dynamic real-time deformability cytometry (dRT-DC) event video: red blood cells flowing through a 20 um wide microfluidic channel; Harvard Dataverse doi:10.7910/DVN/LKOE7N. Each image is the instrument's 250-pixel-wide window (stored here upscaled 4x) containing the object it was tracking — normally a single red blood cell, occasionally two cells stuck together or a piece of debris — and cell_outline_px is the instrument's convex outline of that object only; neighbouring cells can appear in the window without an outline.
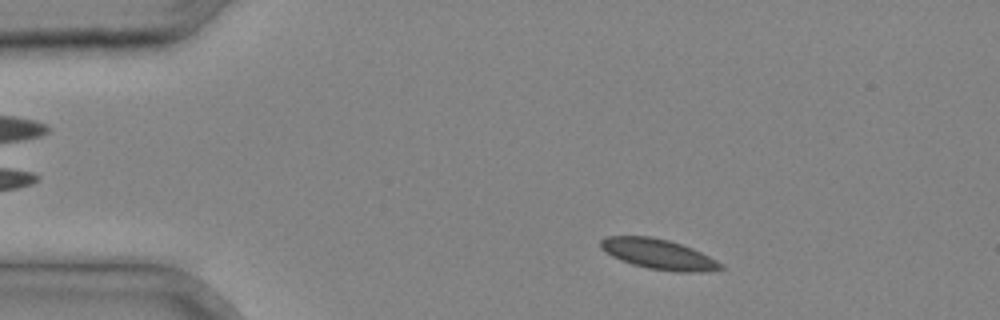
{"species": "common noctule bat (a hibernating species)", "species_latin": "Nyctalus noctula", "temperature_condition": "cold", "stored_images_in_passage": 33, "camera_frame_rate_fps": 3000, "um_per_image_px": 0.085, "animal": {"sex": "male", "body_mass_g": 20.4}, "frame": {"image": 1, "passage_image": 3, "time_ms": 0.667, "image_size_px": [1000, 320], "cell_outline_px": [[724, 268], [700, 272], [676, 272], [648, 268], [632, 264], [620, 260], [612, 256], [600, 248], [600, 240], [604, 236], [648, 236], [668, 240], [692, 248], [724, 264]], "centroid_in_image_um": [55.94, 21.6], "position_along_channel_um": 29.1, "area_um2": 21.04}}
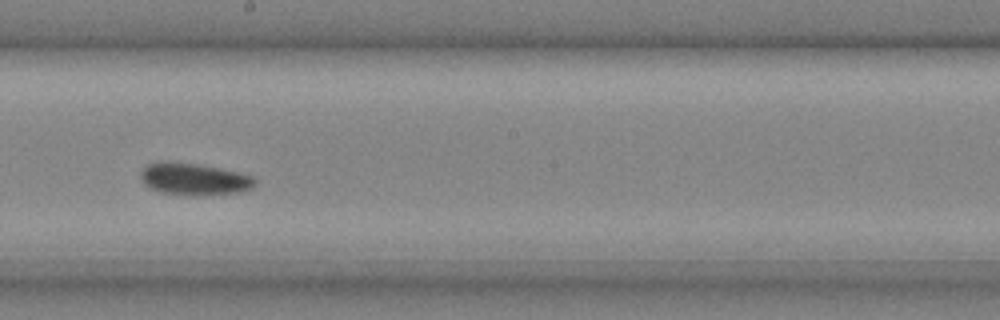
{"frame": {"image": 2, "passage_image": 18, "time_ms": 5.667, "image_size_px": [1000, 320], "cell_outline_px": [[256, 184], [252, 188], [236, 192], [192, 196], [160, 192], [144, 184], [140, 176], [140, 172], [148, 164], [156, 160], [168, 160], [196, 164], [236, 172], [252, 176], [256, 180]], "centroid_in_image_um": [16.43, 15.21], "position_along_channel_um": 231.8, "area_um2": 21.27}}
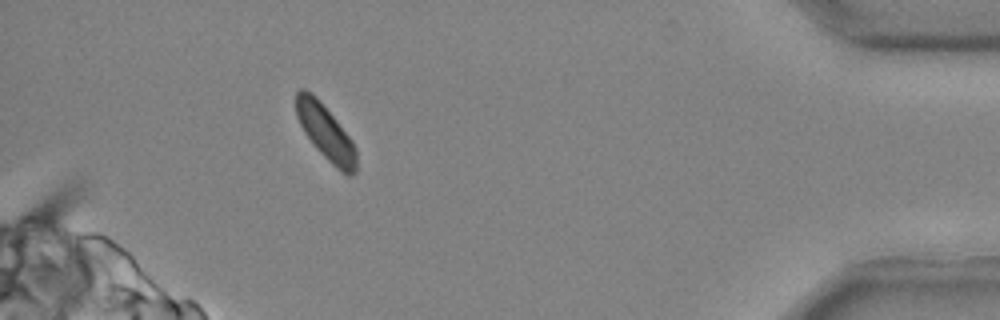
{"frame": {"image": 3, "passage_image": 31, "time_ms": 10.0, "image_size_px": [1000, 320], "cell_outline_px": [[356, 172], [352, 176], [348, 176], [340, 172], [316, 148], [304, 132], [296, 116], [296, 92], [300, 88], [304, 88], [312, 92], [320, 100], [352, 140], [356, 148]], "centroid_in_image_um": [27.68, 11.25], "position_along_channel_um": 407.5, "area_um2": 19.42}}